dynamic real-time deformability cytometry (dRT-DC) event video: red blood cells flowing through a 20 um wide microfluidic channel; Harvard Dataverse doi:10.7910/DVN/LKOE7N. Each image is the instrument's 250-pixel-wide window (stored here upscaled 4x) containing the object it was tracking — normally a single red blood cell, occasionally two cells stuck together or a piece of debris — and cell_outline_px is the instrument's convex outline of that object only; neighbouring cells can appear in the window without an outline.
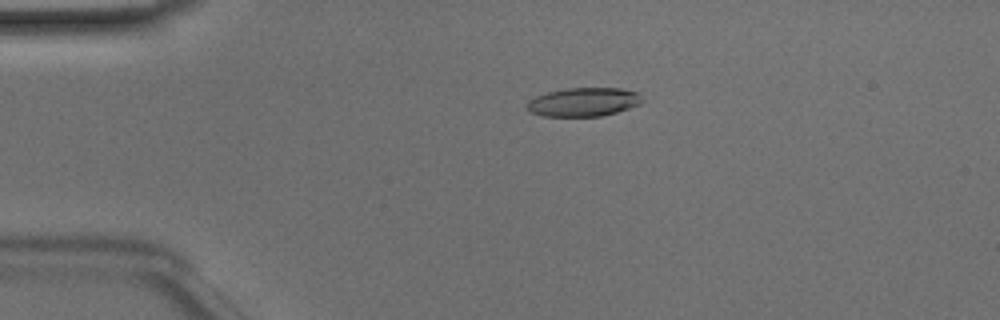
{"species": "Egyptian fruit bat (a non-hibernating species)", "species_latin": "Rousettus aegyptiacus", "temperature_condition": "room temperature", "stored_images_in_passage": 49, "camera_frame_rate_fps": 3000, "um_per_image_px": 0.085, "animal": {"sex": "male"}, "frame": {"image": 1, "passage_image": 11, "time_ms": 3.333, "image_size_px": [1000, 320], "cell_outline_px": [[644, 100], [640, 104], [616, 112], [600, 116], [540, 116], [532, 112], [528, 108], [528, 100], [536, 96], [548, 92], [568, 88], [620, 88], [636, 92]], "centroid_in_image_um": [49.61, 8.67], "position_along_channel_um": 35.4, "area_um2": 19.07}}
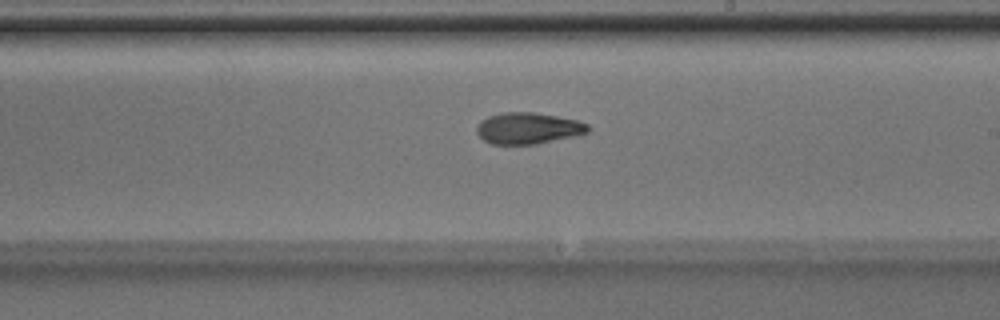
{"frame": {"image": 2, "passage_image": 29, "time_ms": 9.333, "image_size_px": [1000, 320], "cell_outline_px": [[592, 128], [588, 132], [572, 136], [536, 144], [492, 144], [484, 140], [476, 132], [476, 124], [480, 120], [488, 116], [504, 112], [532, 112], [580, 120], [588, 124]], "centroid_in_image_um": [44.88, 10.89], "position_along_channel_um": 244.1, "area_um2": 20.4}}
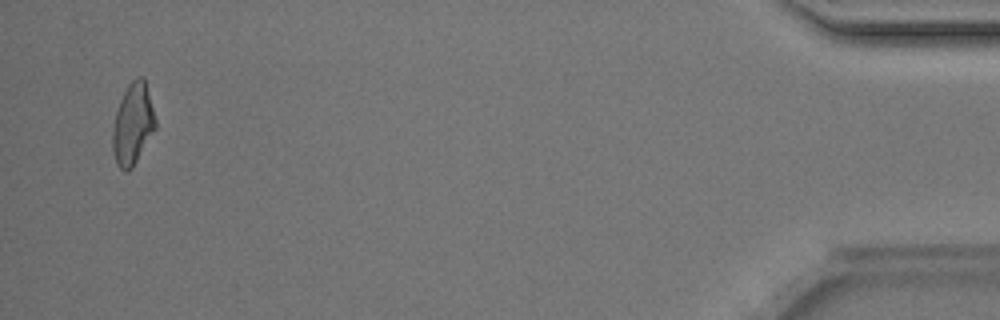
{"frame": {"image": 3, "passage_image": 48, "time_ms": 15.667, "image_size_px": [1000, 320], "cell_outline_px": [[156, 128], [132, 168], [128, 172], [124, 172], [116, 164], [112, 148], [112, 128], [116, 112], [120, 100], [128, 84], [136, 76], [144, 76], [156, 120]], "centroid_in_image_um": [11.28, 10.55], "position_along_channel_um": 423.9, "area_um2": 20.4}, "authors_computed_cell_mechanics": {"area_um2": 20.0566, "velocity_mm_per_s": 4.1532, "shape_relaxation_time_tau1_ms": 6.9985, "shape_relaxation_time_tau2_ms": 2.8375, "deformation_change_tau1": 0.1955, "deformation_change_tau2": 0.1022}}